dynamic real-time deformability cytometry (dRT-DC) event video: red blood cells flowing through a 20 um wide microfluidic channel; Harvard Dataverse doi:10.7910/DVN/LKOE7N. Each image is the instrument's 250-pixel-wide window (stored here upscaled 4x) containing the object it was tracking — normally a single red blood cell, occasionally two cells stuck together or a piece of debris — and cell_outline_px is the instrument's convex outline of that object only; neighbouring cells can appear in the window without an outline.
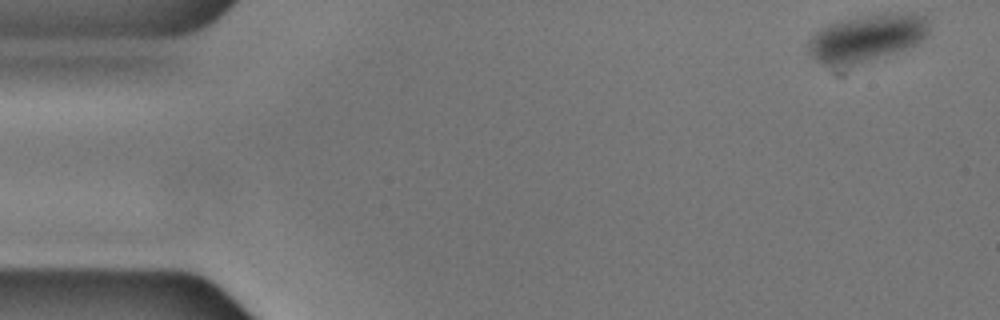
{"species": "common noctule bat (a hibernating species)", "species_latin": "Nyctalus noctula", "temperature_condition": "cold", "stored_images_in_passage": 55, "camera_frame_rate_fps": 3000, "um_per_image_px": 0.085, "animal": {"sex": "male", "body_mass_g": 17.9, "forearm_length_mm": 54.2}, "frame": {"image": 1, "passage_image": 1, "time_ms": 0.0, "image_size_px": [1000, 320], "cell_outline_px": [[928, 36], [904, 48], [892, 52], [852, 64], [828, 68], [816, 60], [808, 52], [808, 40], [820, 28], [828, 24], [840, 20], [856, 16], [908, 12], [912, 12], [924, 16], [928, 20]], "centroid_in_image_um": [73.61, 3.2], "position_along_channel_um": 11.4, "area_um2": 32.83}}
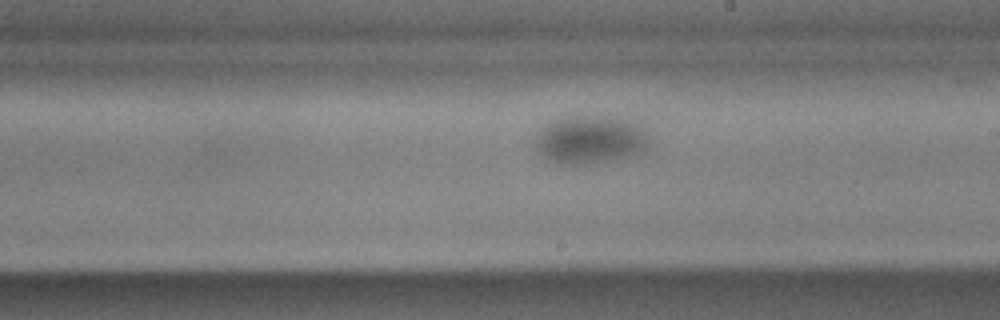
{"frame": {"image": 2, "passage_image": 30, "time_ms": 9.667, "image_size_px": [1000, 320], "cell_outline_px": [[652, 140], [644, 152], [636, 156], [596, 164], [556, 164], [540, 156], [532, 140], [544, 124], [560, 116], [600, 112], [636, 120], [648, 128], [652, 136]], "centroid_in_image_um": [50.26, 11.81], "position_along_channel_um": 238.7, "area_um2": 35.03}}
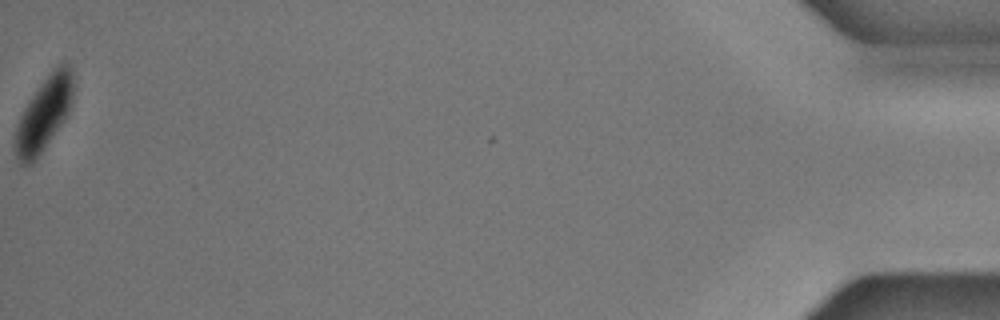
{"frame": {"image": 3, "passage_image": 55, "time_ms": 18.0, "image_size_px": [1000, 320], "cell_outline_px": [[76, 84], [72, 100], [68, 112], [44, 148], [32, 164], [20, 164], [16, 156], [12, 144], [16, 128], [20, 116], [24, 108], [40, 84], [52, 68], [56, 64], [68, 64], [72, 68]], "centroid_in_image_um": [3.74, 9.64], "position_along_channel_um": 431.5, "area_um2": 25.03}}